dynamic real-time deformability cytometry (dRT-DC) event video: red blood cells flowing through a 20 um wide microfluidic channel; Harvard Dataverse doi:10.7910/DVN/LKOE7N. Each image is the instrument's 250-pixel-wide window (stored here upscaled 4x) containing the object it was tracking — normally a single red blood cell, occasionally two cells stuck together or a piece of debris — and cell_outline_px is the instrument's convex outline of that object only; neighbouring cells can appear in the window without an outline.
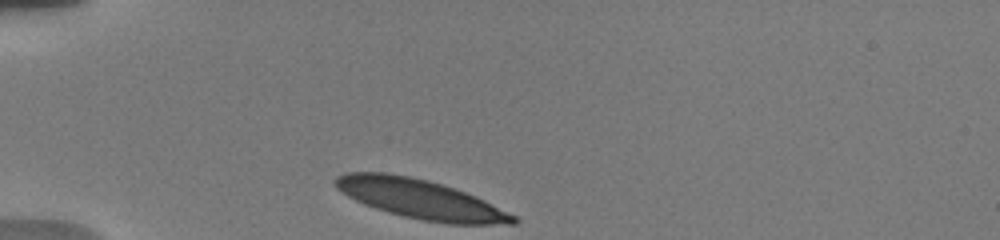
{"species": "human", "species_latin": "Homo sapiens", "temperature_condition": "warm", "stored_images_in_passage": 32, "camera_frame_rate_fps": 3000, "um_per_image_px": 0.085, "donor": {"sex": "male"}, "frame": {"image": 1, "passage_image": 1, "time_ms": 0.0, "image_size_px": [1000, 240], "cell_outline_px": [[520, 220], [516, 224], [448, 224], [424, 220], [404, 216], [376, 208], [364, 204], [348, 196], [336, 188], [332, 184], [332, 180], [336, 176], [344, 172], [388, 172], [428, 180], [444, 184], [476, 196], [516, 216]], "centroid_in_image_um": [35.71, 16.91], "position_along_channel_um": 49.3, "area_um2": 40.81}}
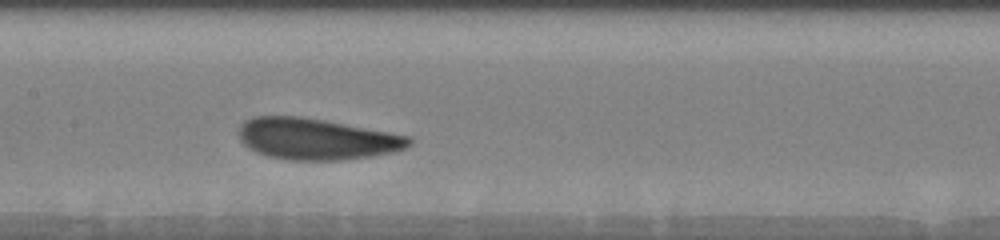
{"frame": {"image": 2, "passage_image": 14, "time_ms": 4.333, "image_size_px": [1000, 240], "cell_outline_px": [[412, 144], [404, 148], [392, 152], [372, 156], [340, 160], [288, 160], [268, 156], [256, 152], [248, 148], [240, 140], [240, 124], [244, 120], [252, 116], [300, 116], [324, 120], [388, 132], [408, 136], [412, 140]], "centroid_in_image_um": [26.86, 11.81], "position_along_channel_um": 180.5, "area_um2": 40.86}}
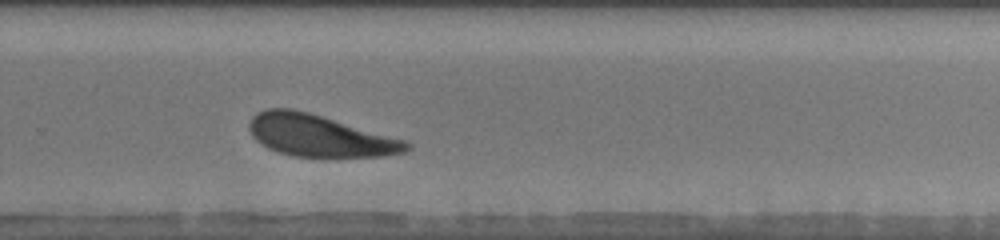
{"frame": {"image": 3, "passage_image": 25, "time_ms": 7.667, "image_size_px": [1000, 240], "cell_outline_px": [[412, 148], [404, 152], [384, 156], [292, 156], [276, 152], [260, 144], [252, 136], [248, 128], [248, 124], [252, 116], [256, 112], [268, 108], [292, 108], [308, 112], [404, 140], [412, 144]], "centroid_in_image_um": [27.1, 11.53], "position_along_channel_um": 302.7, "area_um2": 38.09}}